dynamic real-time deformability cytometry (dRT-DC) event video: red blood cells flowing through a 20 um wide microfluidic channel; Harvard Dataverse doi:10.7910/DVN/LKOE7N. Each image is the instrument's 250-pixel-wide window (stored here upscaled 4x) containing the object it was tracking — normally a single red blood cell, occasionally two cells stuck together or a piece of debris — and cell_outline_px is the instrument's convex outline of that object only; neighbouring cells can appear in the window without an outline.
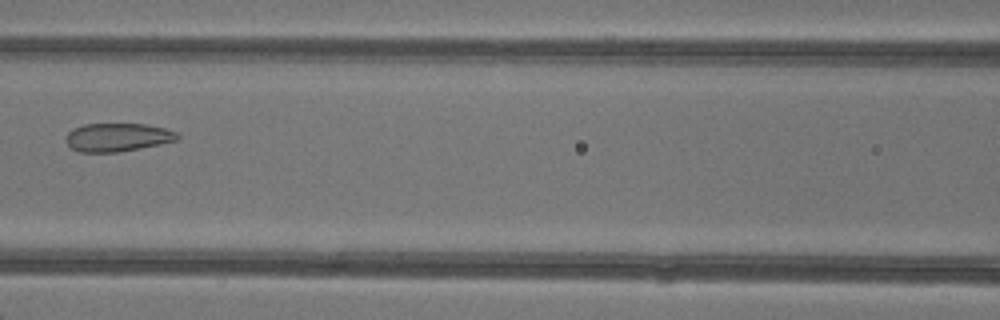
{"species": "common noctule bat (a hibernating species)", "species_latin": "Nyctalus noctula", "temperature_condition": "warm", "stored_images_in_passage": 4, "camera_frame_rate_fps": 3000, "um_per_image_px": 0.085, "animal": {"sex": "female"}, "frame": {"image": 1, "passage_image": 4, "time_ms": 3.333, "image_size_px": [1000, 320], "cell_outline_px": [[180, 140], [140, 148], [116, 152], [80, 152], [72, 148], [64, 140], [68, 132], [84, 124], [144, 124], [164, 128], [176, 132], [180, 136]], "centroid_in_image_um": [10.01, 11.67], "position_along_channel_um": 156.6, "area_um2": 18.32}}